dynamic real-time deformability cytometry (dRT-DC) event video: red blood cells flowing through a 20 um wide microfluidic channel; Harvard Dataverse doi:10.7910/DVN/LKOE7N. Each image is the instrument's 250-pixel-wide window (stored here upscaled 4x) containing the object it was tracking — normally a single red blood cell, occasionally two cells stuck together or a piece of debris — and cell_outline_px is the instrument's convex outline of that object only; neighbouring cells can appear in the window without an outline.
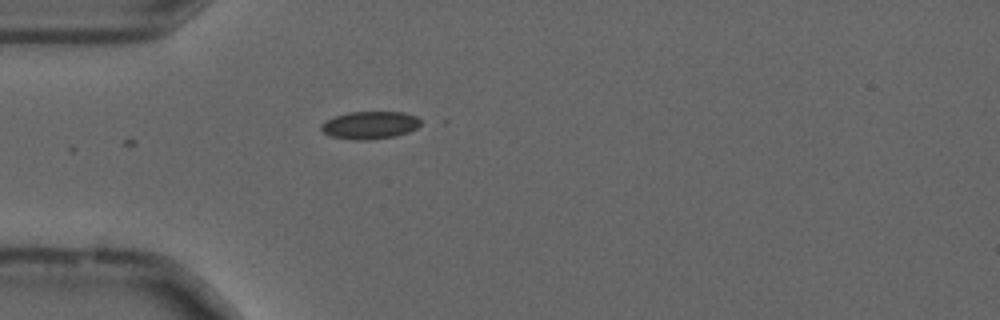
{"species": "common noctule bat (a hibernating species)", "species_latin": "Nyctalus noctula", "temperature_condition": "cold", "stored_images_in_passage": 5, "camera_frame_rate_fps": 3000, "um_per_image_px": 0.085, "animal": {"sex": "male", "forearm_length_mm": 52.5}, "frame": {"image": 1, "passage_image": 1, "time_ms": 0.0, "image_size_px": [1000, 320], "cell_outline_px": [[420, 124], [416, 128], [408, 132], [396, 136], [364, 140], [356, 140], [332, 136], [324, 132], [320, 128], [328, 120], [336, 116], [348, 112], [404, 112], [416, 116], [420, 120]], "centroid_in_image_um": [31.48, 10.63], "position_along_channel_um": 53.5, "area_um2": 15.72}}
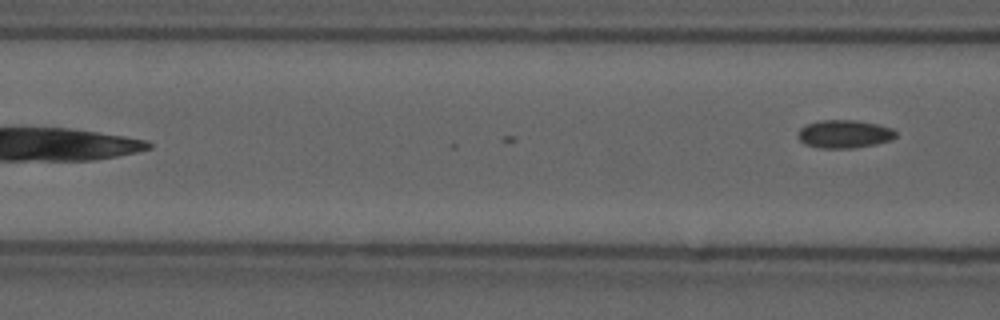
{"frame": {"image": 2, "passage_image": 5, "time_ms": 1.333, "image_size_px": [1000, 320], "cell_outline_px": [[896, 136], [892, 140], [876, 144], [852, 148], [820, 148], [804, 144], [796, 136], [800, 128], [808, 124], [820, 120], [856, 120], [876, 124], [892, 128], [896, 132]], "centroid_in_image_um": [71.76, 11.39], "position_along_channel_um": 94.8, "area_um2": 16.07}}